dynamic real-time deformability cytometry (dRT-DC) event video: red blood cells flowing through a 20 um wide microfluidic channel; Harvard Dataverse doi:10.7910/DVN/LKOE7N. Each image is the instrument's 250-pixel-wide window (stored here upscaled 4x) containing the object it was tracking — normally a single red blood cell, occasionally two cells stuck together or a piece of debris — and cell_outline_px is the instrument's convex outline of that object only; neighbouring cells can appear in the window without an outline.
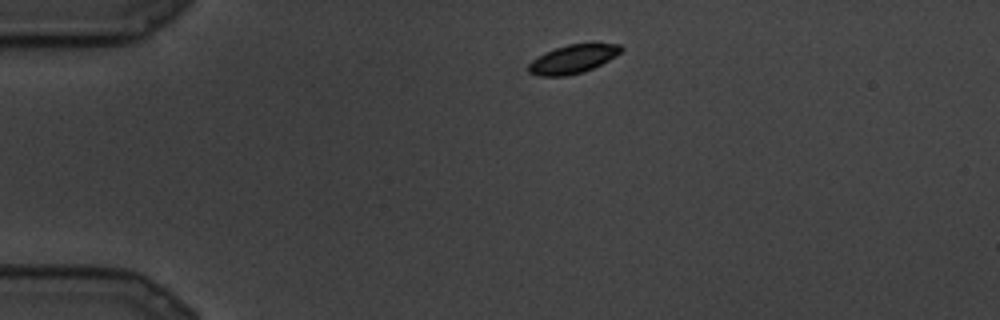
{"species": "common noctule bat (a hibernating species)", "species_latin": "Nyctalus noctula", "temperature_condition": "cold", "stored_images_in_passage": 14, "camera_frame_rate_fps": 3000, "um_per_image_px": 0.085, "animal": {"sex": "male", "body_mass_g": 19.5, "forearm_length_mm": 54.6}, "frame": {"image": 1, "passage_image": 1, "time_ms": 0.0, "image_size_px": [1000, 320], "cell_outline_px": [[624, 48], [616, 56], [584, 72], [564, 76], [536, 76], [528, 72], [528, 64], [532, 60], [556, 48], [568, 44], [592, 40], [620, 44]], "centroid_in_image_um": [48.77, 4.97], "position_along_channel_um": 36.2, "area_um2": 15.9}}
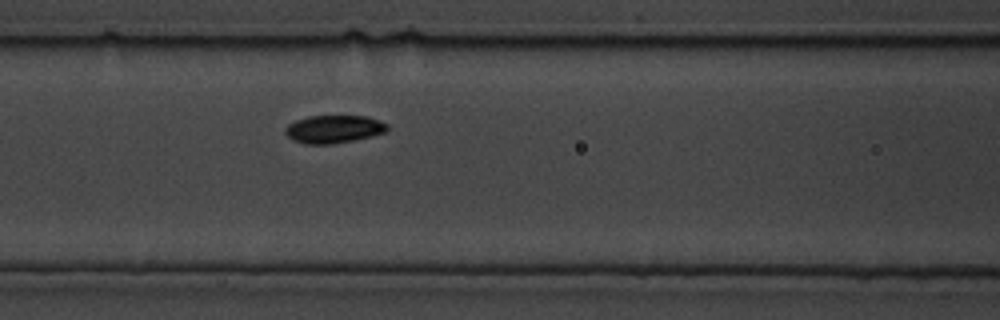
{"frame": {"image": 2, "passage_image": 7, "time_ms": 2.0, "image_size_px": [1000, 320], "cell_outline_px": [[388, 132], [372, 136], [332, 144], [304, 144], [292, 140], [284, 132], [284, 128], [288, 124], [296, 120], [308, 116], [368, 116], [388, 124]], "centroid_in_image_um": [28.37, 10.97], "position_along_channel_um": 138.2, "area_um2": 16.7}}
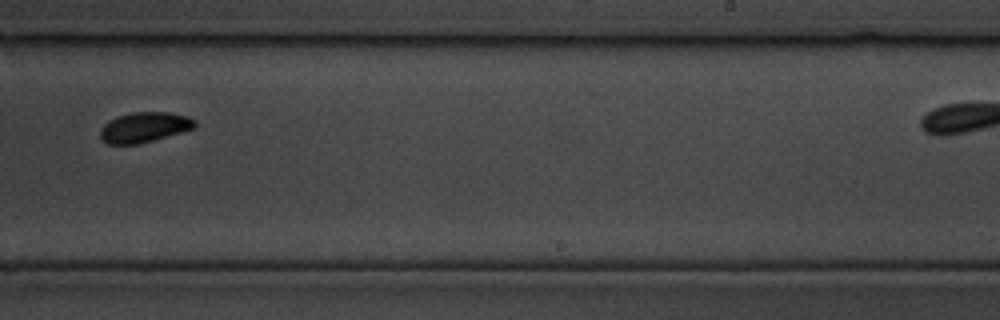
{"frame": {"image": 3, "passage_image": 12, "time_ms": 3.667, "image_size_px": [1000, 320], "cell_outline_px": [[196, 124], [192, 128], [180, 132], [140, 144], [108, 144], [100, 140], [100, 128], [108, 120], [116, 116], [132, 112], [168, 112], [188, 116], [196, 120]], "centroid_in_image_um": [12.21, 10.81], "position_along_channel_um": 276.8, "area_um2": 16.7}}